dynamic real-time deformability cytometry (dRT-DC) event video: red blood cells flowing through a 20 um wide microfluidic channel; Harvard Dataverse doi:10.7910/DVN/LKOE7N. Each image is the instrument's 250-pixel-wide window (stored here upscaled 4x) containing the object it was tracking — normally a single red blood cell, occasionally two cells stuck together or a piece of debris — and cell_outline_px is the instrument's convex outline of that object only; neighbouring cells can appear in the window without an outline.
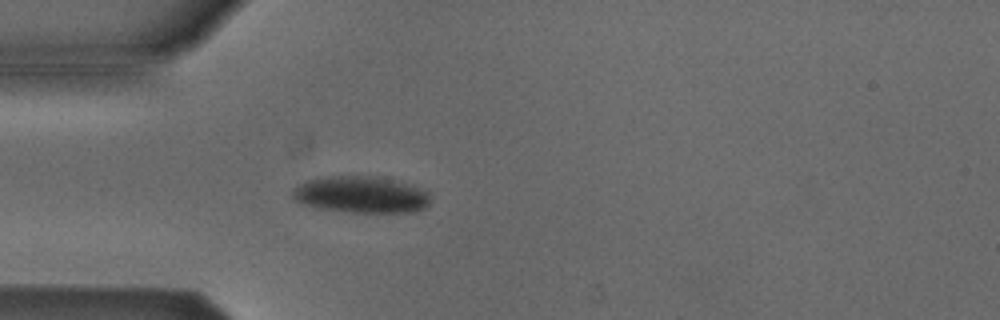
{"species": "Egyptian fruit bat (a non-hibernating species)", "species_latin": "Rousettus aegyptiacus", "temperature_condition": "cold", "stored_images_in_passage": 5, "camera_frame_rate_fps": 3000, "um_per_image_px": 0.085, "animal": {"sex": "male"}, "frame": {"image": 1, "passage_image": 5, "time_ms": 4.667, "image_size_px": [1000, 320], "cell_outline_px": [[428, 204], [424, 208], [412, 212], [348, 212], [316, 208], [300, 204], [292, 200], [292, 188], [296, 184], [308, 180], [324, 176], [368, 176], [408, 184], [424, 192], [428, 196]], "centroid_in_image_um": [30.53, 16.56], "position_along_channel_um": 54.5, "area_um2": 29.19}}